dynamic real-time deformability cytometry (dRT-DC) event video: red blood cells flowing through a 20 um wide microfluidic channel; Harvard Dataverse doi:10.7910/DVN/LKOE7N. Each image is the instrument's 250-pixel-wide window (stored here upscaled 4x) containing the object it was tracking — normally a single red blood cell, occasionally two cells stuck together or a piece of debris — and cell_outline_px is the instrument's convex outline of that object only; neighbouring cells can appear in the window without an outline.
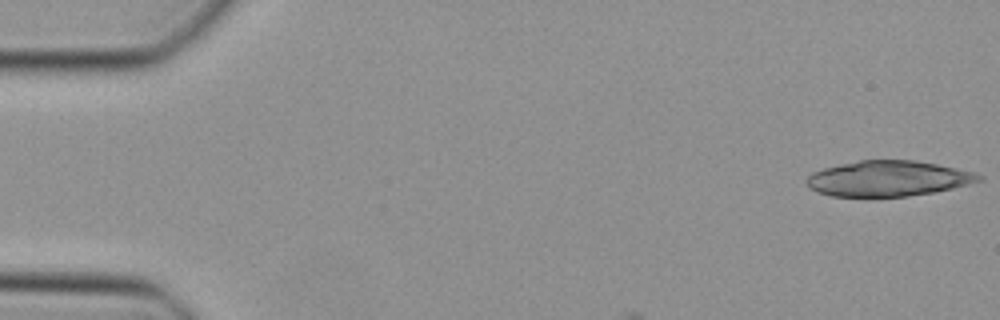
{"species": "Egyptian fruit bat (a non-hibernating species)", "species_latin": "Rousettus aegyptiacus", "temperature_condition": "cold", "stored_images_in_passage": 8, "camera_frame_rate_fps": 3000, "um_per_image_px": 0.085, "animal": {"sex": "female"}, "frame": {"image": 1, "passage_image": 1, "time_ms": 0.0, "image_size_px": [1000, 320], "cell_outline_px": [[984, 180], [952, 188], [932, 192], [908, 196], [832, 196], [816, 192], [804, 180], [812, 172], [824, 168], [840, 164], [860, 160], [916, 160], [956, 168], [972, 172], [984, 176]], "centroid_in_image_um": [75.49, 15.17], "position_along_channel_um": 9.5, "area_um2": 35.43}}